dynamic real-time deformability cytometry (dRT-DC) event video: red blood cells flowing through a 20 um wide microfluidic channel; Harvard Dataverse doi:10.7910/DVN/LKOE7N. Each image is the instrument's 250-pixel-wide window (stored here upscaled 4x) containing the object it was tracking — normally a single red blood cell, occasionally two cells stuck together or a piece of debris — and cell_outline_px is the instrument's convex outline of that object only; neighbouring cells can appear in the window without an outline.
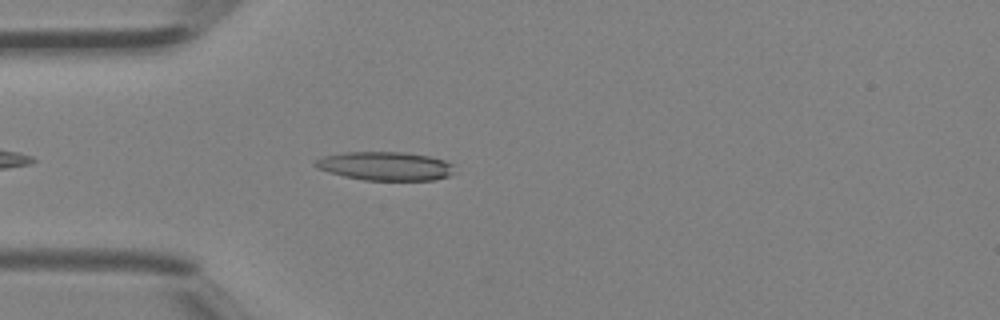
{"species": "Egyptian fruit bat (a non-hibernating species)", "species_latin": "Rousettus aegyptiacus", "temperature_condition": "room temperature", "stored_images_in_passage": 8, "camera_frame_rate_fps": 3000, "um_per_image_px": 0.085, "animal": {"sex": "female"}, "frame": {"image": 1, "passage_image": 4, "time_ms": 1.0, "image_size_px": [1000, 320], "cell_outline_px": [[456, 172], [448, 176], [436, 180], [364, 180], [344, 176], [328, 172], [316, 168], [312, 164], [316, 160], [324, 156], [344, 152], [404, 152], [428, 156], [444, 160], [452, 164]], "centroid_in_image_um": [32.75, 14.12], "position_along_channel_um": 52.2, "area_um2": 23.35}}
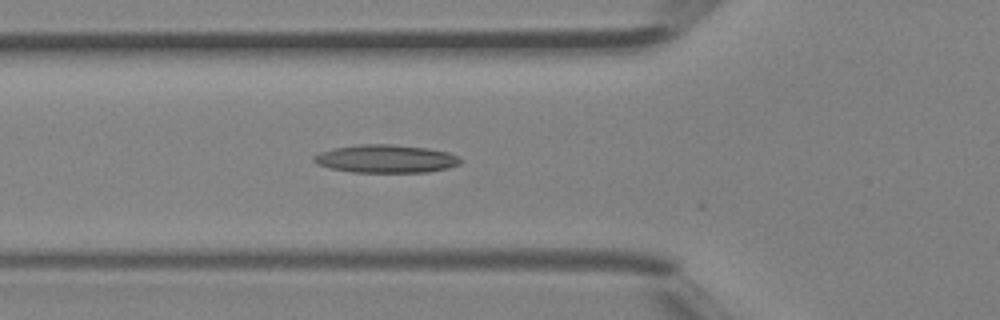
{"frame": {"image": 2, "passage_image": 7, "time_ms": 2.0, "image_size_px": [1000, 320], "cell_outline_px": [[464, 160], [460, 164], [448, 168], [428, 172], [352, 172], [332, 168], [316, 164], [312, 160], [312, 156], [320, 152], [336, 148], [360, 144], [392, 144], [428, 148], [448, 152]], "centroid_in_image_um": [32.82, 13.49], "position_along_channel_um": 93.0, "area_um2": 23.99}}